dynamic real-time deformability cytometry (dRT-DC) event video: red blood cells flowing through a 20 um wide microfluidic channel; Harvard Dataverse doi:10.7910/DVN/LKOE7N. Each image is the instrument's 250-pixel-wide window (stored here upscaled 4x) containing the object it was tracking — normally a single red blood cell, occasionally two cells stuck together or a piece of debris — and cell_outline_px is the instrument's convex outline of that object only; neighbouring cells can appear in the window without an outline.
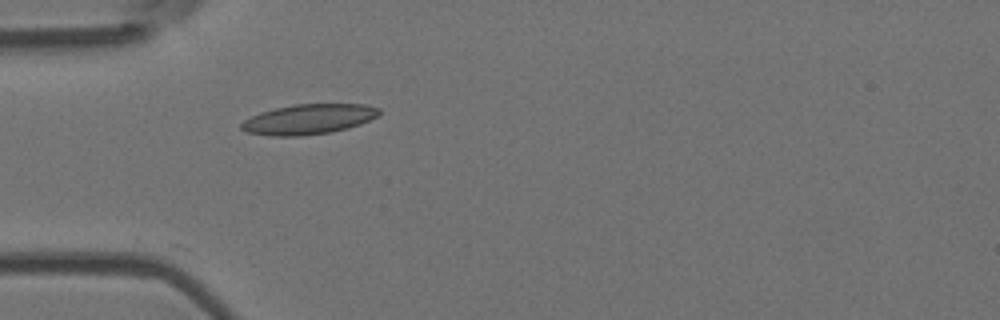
{"species": "Egyptian fruit bat (a non-hibernating species)", "species_latin": "Rousettus aegyptiacus", "temperature_condition": "room temperature", "stored_images_in_passage": 9, "camera_frame_rate_fps": 3000, "um_per_image_px": 0.085, "animal": {"sex": "female"}, "frame": {"image": 1, "passage_image": 1, "time_ms": 0.0, "image_size_px": [1000, 320], "cell_outline_px": [[380, 112], [376, 116], [360, 124], [348, 128], [332, 132], [300, 136], [272, 136], [248, 132], [240, 128], [240, 124], [244, 120], [260, 112], [292, 104], [364, 104], [380, 108]], "centroid_in_image_um": [26.22, 10.13], "position_along_channel_um": 58.8, "area_um2": 24.1}}
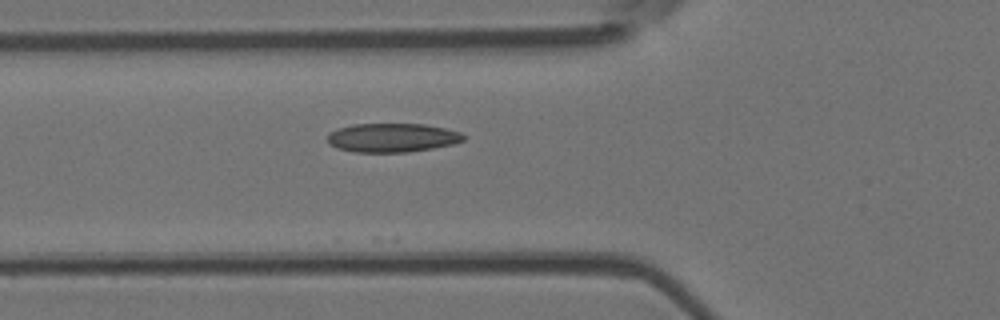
{"frame": {"image": 2, "passage_image": 4, "time_ms": 1.0, "image_size_px": [1000, 320], "cell_outline_px": [[464, 140], [452, 144], [432, 148], [408, 152], [356, 152], [336, 148], [328, 144], [328, 132], [336, 128], [352, 124], [424, 124], [444, 128], [460, 132], [464, 136]], "centroid_in_image_um": [33.28, 11.7], "position_along_channel_um": 92.5, "area_um2": 22.95}}
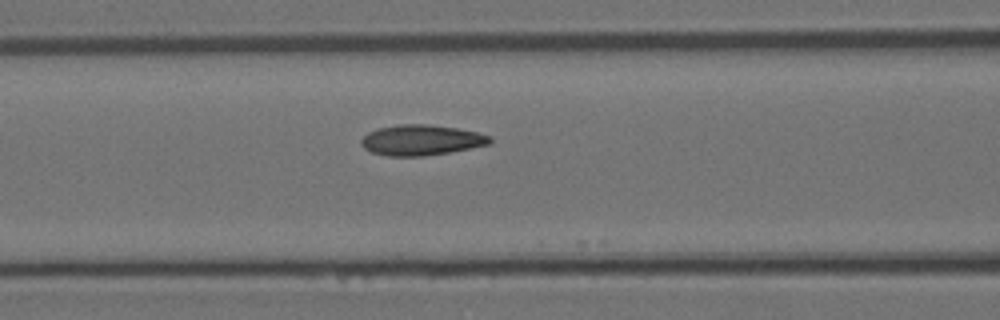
{"frame": {"image": 3, "passage_image": 7, "time_ms": 2.0, "image_size_px": [1000, 320], "cell_outline_px": [[492, 144], [448, 152], [424, 156], [388, 156], [372, 152], [364, 148], [360, 144], [360, 140], [368, 132], [380, 128], [400, 124], [428, 124], [456, 128], [476, 132], [492, 136]], "centroid_in_image_um": [35.82, 11.91], "position_along_channel_um": 130.8, "area_um2": 22.83}}